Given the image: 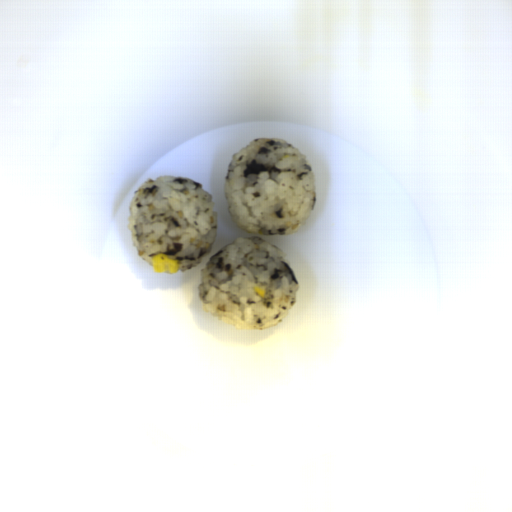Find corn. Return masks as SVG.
Here are the masks:
<instances>
[{
  "label": "corn",
  "mask_w": 512,
  "mask_h": 512,
  "mask_svg": "<svg viewBox=\"0 0 512 512\" xmlns=\"http://www.w3.org/2000/svg\"><path fill=\"white\" fill-rule=\"evenodd\" d=\"M152 270L154 273L174 274L180 268L178 260H172L165 253H156L152 260Z\"/></svg>",
  "instance_id": "obj_1"
},
{
  "label": "corn",
  "mask_w": 512,
  "mask_h": 512,
  "mask_svg": "<svg viewBox=\"0 0 512 512\" xmlns=\"http://www.w3.org/2000/svg\"><path fill=\"white\" fill-rule=\"evenodd\" d=\"M253 290L254 292L257 293L258 297H262L264 299V297L266 296L267 290L265 287H261L260 285L257 284L253 287Z\"/></svg>",
  "instance_id": "obj_2"
}]
</instances>
